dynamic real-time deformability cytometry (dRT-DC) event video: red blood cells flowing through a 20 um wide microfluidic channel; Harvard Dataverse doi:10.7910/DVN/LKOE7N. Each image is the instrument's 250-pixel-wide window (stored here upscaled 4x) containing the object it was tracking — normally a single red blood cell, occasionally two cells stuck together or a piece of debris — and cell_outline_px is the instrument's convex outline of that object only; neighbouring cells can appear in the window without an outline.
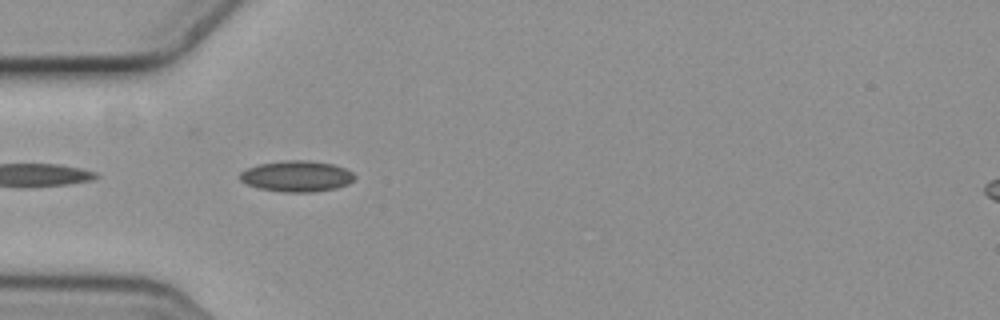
{"species": "common noctule bat (a hibernating species)", "species_latin": "Nyctalus noctula", "temperature_condition": "cold", "stored_images_in_passage": 7, "segment_of_instrument_passage": [1, 2], "camera_frame_rate_fps": 3000, "um_per_image_px": 0.085, "animal": {"sex": "female", "body_mass_g": 19.3, "forearm_length_mm": 54.1}, "frame": {"image": 1, "passage_image": 4, "time_ms": 1.0, "image_size_px": [1000, 320], "cell_outline_px": [[356, 176], [348, 184], [336, 188], [312, 192], [284, 192], [260, 188], [248, 184], [240, 180], [240, 172], [248, 168], [260, 164], [284, 160], [308, 160], [332, 164], [344, 168], [352, 172]], "centroid_in_image_um": [25.23, 14.97], "position_along_channel_um": 59.8, "area_um2": 20.52}}
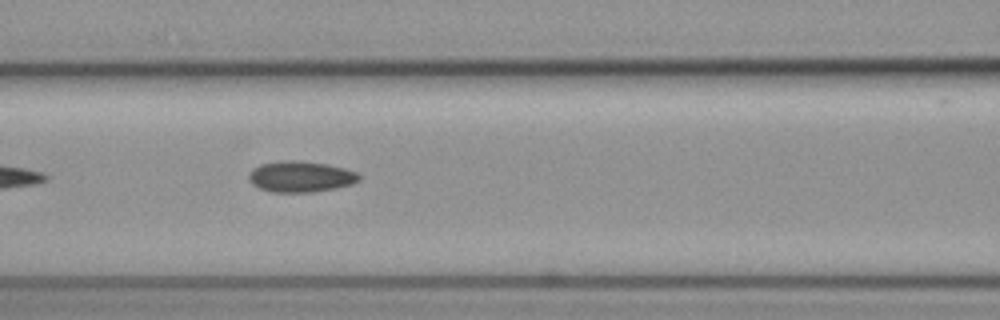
{"frame": {"image": 2, "passage_image": 6, "time_ms": 1.667, "image_size_px": [1000, 320], "cell_outline_px": [[360, 180], [352, 184], [336, 188], [312, 192], [272, 192], [260, 188], [252, 184], [248, 180], [248, 172], [252, 168], [260, 164], [284, 160], [300, 160], [328, 164], [344, 168], [356, 172], [360, 176]], "centroid_in_image_um": [25.53, 15.0], "position_along_channel_um": 141.1, "area_um2": 20.11}}